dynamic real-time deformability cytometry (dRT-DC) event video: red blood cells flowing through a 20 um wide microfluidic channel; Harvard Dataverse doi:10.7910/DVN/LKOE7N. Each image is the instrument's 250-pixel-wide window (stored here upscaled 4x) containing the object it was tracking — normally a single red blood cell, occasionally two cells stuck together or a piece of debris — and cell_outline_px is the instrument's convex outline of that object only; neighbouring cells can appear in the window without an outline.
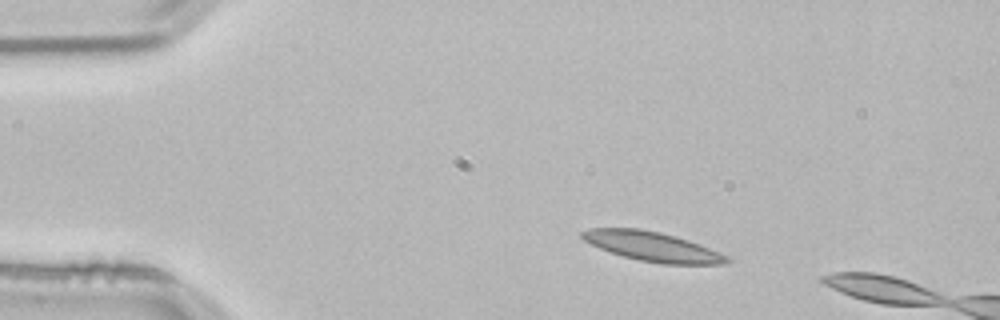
{"species": "common noctule bat (a hibernating species)", "species_latin": "Nyctalus noctula", "temperature_condition": "room temperature", "stored_images_in_passage": 11, "camera_frame_rate_fps": 3000, "um_per_image_px": 0.085, "animal": {"sex": "male", "body_mass_g": 21.5, "forearm_length_mm": 52.0}, "frame": {"image": 1, "passage_image": 7, "time_ms": 2.0, "image_size_px": [1000, 320], "cell_outline_px": [[732, 260], [728, 264], [664, 264], [640, 260], [624, 256], [600, 248], [584, 240], [580, 236], [580, 232], [588, 228], [640, 228], [660, 232], [688, 240], [728, 256]], "centroid_in_image_um": [55.45, 20.95], "position_along_channel_um": 29.5, "area_um2": 24.62}}